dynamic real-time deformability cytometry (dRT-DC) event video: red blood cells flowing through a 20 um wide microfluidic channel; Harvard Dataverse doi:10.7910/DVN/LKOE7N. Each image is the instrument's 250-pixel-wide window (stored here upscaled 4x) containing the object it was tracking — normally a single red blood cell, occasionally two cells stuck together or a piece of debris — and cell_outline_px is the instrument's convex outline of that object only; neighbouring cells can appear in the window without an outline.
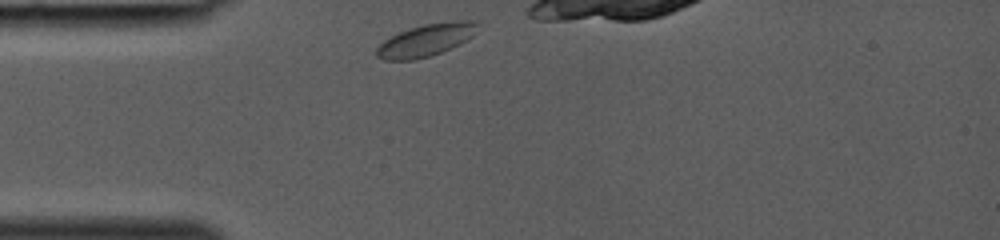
{"species": "common noctule bat (a hibernating species)", "species_latin": "Nyctalus noctula", "temperature_condition": "room temperature", "stored_images_in_passage": 5, "camera_frame_rate_fps": 3000, "um_per_image_px": 0.085, "animal": {"sex": "female", "body_mass_g": 19.0, "forearm_length_mm": 53.3}, "frame": {"image": 1, "passage_image": 1, "time_ms": 0.0, "image_size_px": [1000, 240], "cell_outline_px": [[480, 24], [472, 36], [460, 44], [440, 52], [428, 56], [412, 60], [384, 60], [376, 56], [376, 48], [384, 40], [400, 32], [424, 24], [452, 20], [476, 20]], "centroid_in_image_um": [36.23, 3.39], "position_along_channel_um": 48.8, "area_um2": 18.9}}
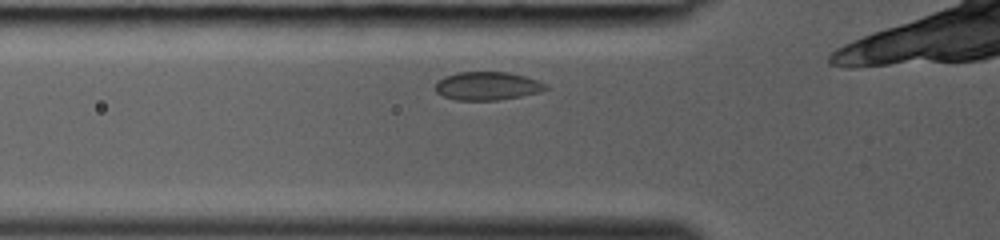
{"frame": {"image": 2, "passage_image": 4, "time_ms": 1.0, "image_size_px": [1000, 240], "cell_outline_px": [[548, 88], [540, 92], [500, 100], [456, 100], [444, 96], [436, 92], [436, 84], [444, 76], [456, 72], [508, 72], [524, 76], [548, 84]], "centroid_in_image_um": [41.43, 7.3], "position_along_channel_um": 84.4, "area_um2": 18.15}}
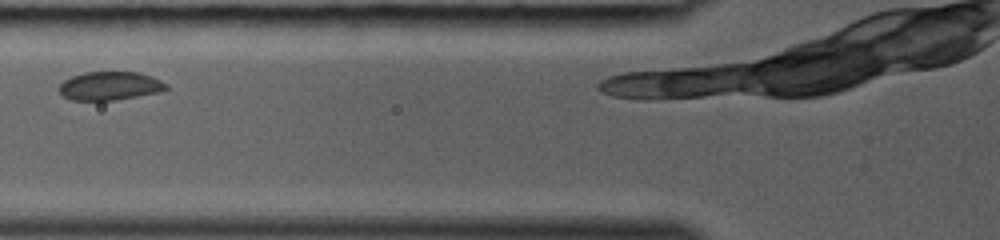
{"frame": {"image": 3, "passage_image": 5, "time_ms": 1.333, "image_size_px": [1000, 240], "cell_outline_px": [[168, 88], [156, 92], [116, 100], [72, 100], [64, 96], [60, 92], [60, 84], [64, 80], [72, 76], [84, 72], [140, 72], [152, 76], [168, 84]], "centroid_in_image_um": [9.34, 7.29], "position_along_channel_um": 116.5, "area_um2": 17.63}}